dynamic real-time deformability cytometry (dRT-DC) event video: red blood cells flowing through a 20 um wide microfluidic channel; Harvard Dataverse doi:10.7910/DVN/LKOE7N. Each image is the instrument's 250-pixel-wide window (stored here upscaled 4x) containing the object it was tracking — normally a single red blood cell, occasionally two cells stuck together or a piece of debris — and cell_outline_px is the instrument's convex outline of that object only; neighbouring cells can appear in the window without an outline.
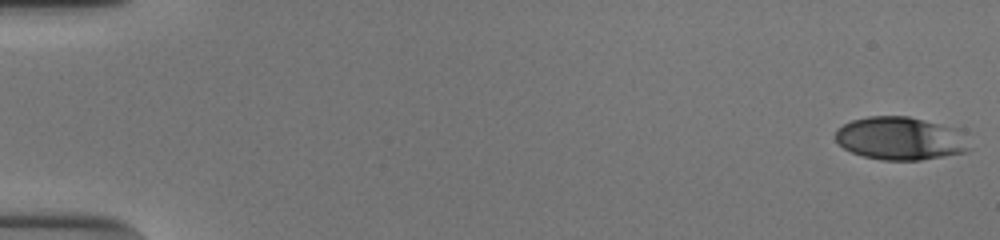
{"species": "human", "species_latin": "Homo sapiens", "temperature_condition": "cold", "stored_images_in_passage": 53, "camera_frame_rate_fps": 3000, "um_per_image_px": 0.085, "donor": {"sex": "male"}, "frame": {"image": 1, "passage_image": 1, "time_ms": 0.0, "image_size_px": [1000, 240], "cell_outline_px": [[972, 148], [964, 152], [920, 160], [884, 160], [864, 156], [852, 152], [844, 148], [836, 140], [836, 128], [852, 120], [868, 116], [908, 116], [956, 128]], "centroid_in_image_um": [76.5, 11.76], "position_along_channel_um": 8.5, "area_um2": 33.29}}
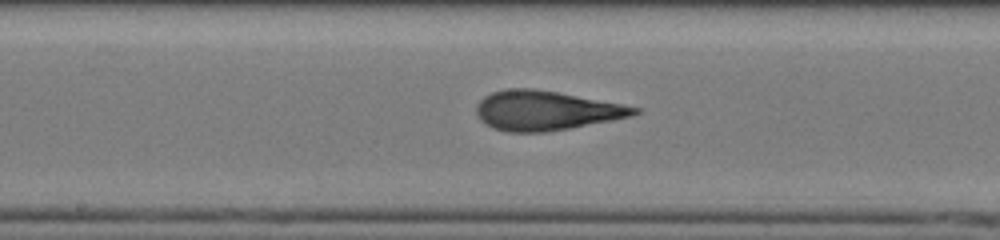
{"frame": {"image": 2, "passage_image": 29, "time_ms": 9.333, "image_size_px": [1000, 240], "cell_outline_px": [[640, 112], [632, 116], [612, 120], [568, 128], [544, 132], [508, 132], [492, 128], [484, 124], [480, 120], [476, 112], [476, 104], [484, 96], [492, 92], [504, 88], [532, 88], [556, 92], [620, 104], [640, 108]], "centroid_in_image_um": [46.32, 9.4], "position_along_channel_um": 201.9, "area_um2": 36.07}}
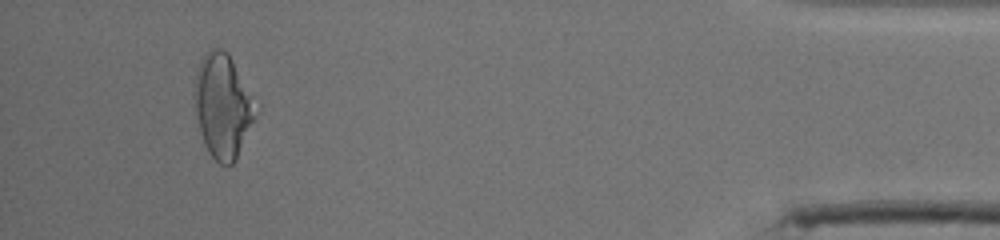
{"frame": {"image": 3, "passage_image": 50, "time_ms": 16.333, "image_size_px": [1000, 240], "cell_outline_px": [[260, 104], [256, 116], [236, 160], [232, 164], [220, 164], [208, 152], [204, 144], [200, 132], [192, 96], [192, 92], [196, 72], [200, 60], [212, 48], [220, 48], [228, 52]], "centroid_in_image_um": [18.96, 8.98], "position_along_channel_um": 416.2, "area_um2": 37.92}, "authors_computed_cell_mechanics": {"area_um2": 35.3736, "velocity_mm_per_s": 3.9146, "shape_relaxation_time_tau1_ms": 5.935, "shape_relaxation_time_tau2_ms": 1.1716, "deformation_change_tau1": 0.2037, "deformation_change_tau2": 0.0934}}